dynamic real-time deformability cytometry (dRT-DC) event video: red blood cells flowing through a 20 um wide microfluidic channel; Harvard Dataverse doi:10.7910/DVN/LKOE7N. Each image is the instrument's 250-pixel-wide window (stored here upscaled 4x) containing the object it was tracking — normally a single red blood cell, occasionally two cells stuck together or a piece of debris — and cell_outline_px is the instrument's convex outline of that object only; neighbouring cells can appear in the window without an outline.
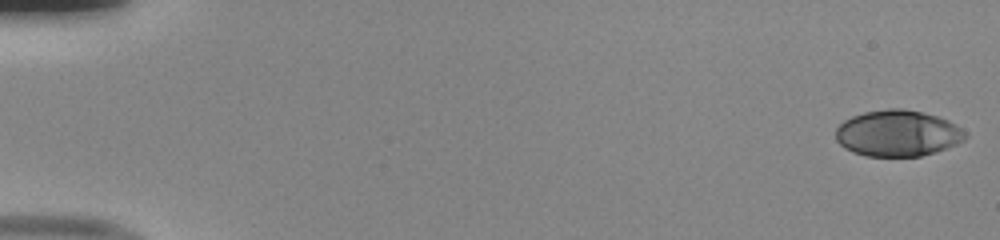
{"species": "human", "species_latin": "Homo sapiens", "temperature_condition": "room temperature", "stored_images_in_passage": 51, "camera_frame_rate_fps": 3000, "um_per_image_px": 0.085, "donor": {"sex": "male"}, "frame": {"image": 1, "passage_image": 1, "time_ms": 0.0, "image_size_px": [1000, 240], "cell_outline_px": [[968, 136], [964, 140], [956, 144], [936, 152], [920, 156], [864, 156], [852, 152], [844, 148], [836, 140], [836, 128], [844, 120], [852, 116], [864, 112], [888, 108], [900, 108], [920, 112], [936, 116], [948, 120], [960, 128]], "centroid_in_image_um": [76.27, 11.34], "position_along_channel_um": 8.7, "area_um2": 34.85}}
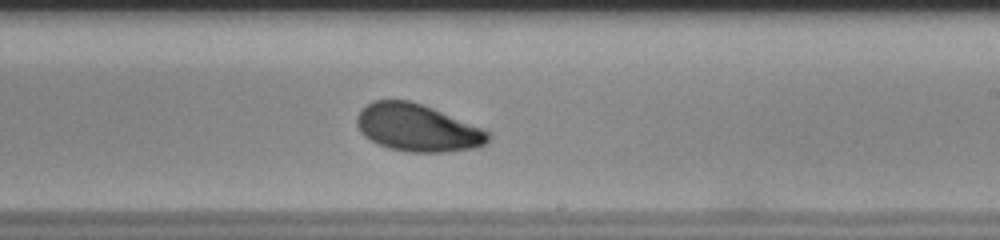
{"frame": {"image": 2, "passage_image": 32, "time_ms": 10.333, "image_size_px": [1000, 240], "cell_outline_px": [[492, 136], [488, 144], [480, 148], [448, 152], [404, 152], [388, 148], [364, 136], [360, 132], [356, 124], [356, 116], [368, 104], [376, 100], [408, 100], [432, 108], [480, 128], [488, 132]], "centroid_in_image_um": [35.5, 10.9], "position_along_channel_um": 253.5, "area_um2": 36.13}}
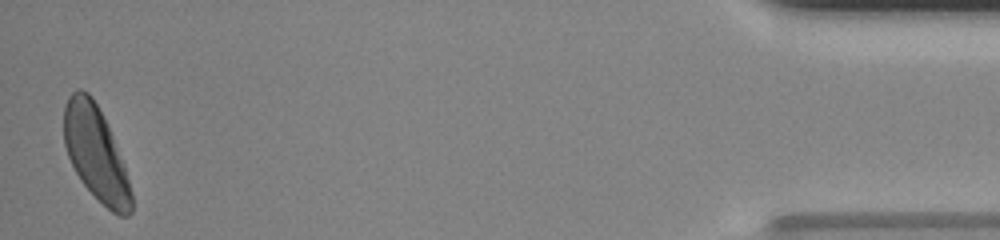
{"frame": {"image": 3, "passage_image": 51, "time_ms": 16.667, "image_size_px": [1000, 240], "cell_outline_px": [[132, 212], [128, 216], [120, 216], [112, 212], [80, 180], [68, 156], [64, 144], [64, 104], [68, 96], [72, 92], [80, 88], [88, 92], [92, 96], [112, 136], [124, 164], [132, 192]], "centroid_in_image_um": [8.14, 13.03], "position_along_channel_um": 427.1, "area_um2": 36.47}, "authors_computed_cell_mechanics": {"area_um2": 36.414, "velocity_mm_per_s": 4.0029, "shape_relaxation_time_tau1_ms": 2.9091, "shape_relaxation_time_tau2_ms": 4.2048, "deformation_change_tau1": 0.1246, "deformation_change_tau2": 0.074}}